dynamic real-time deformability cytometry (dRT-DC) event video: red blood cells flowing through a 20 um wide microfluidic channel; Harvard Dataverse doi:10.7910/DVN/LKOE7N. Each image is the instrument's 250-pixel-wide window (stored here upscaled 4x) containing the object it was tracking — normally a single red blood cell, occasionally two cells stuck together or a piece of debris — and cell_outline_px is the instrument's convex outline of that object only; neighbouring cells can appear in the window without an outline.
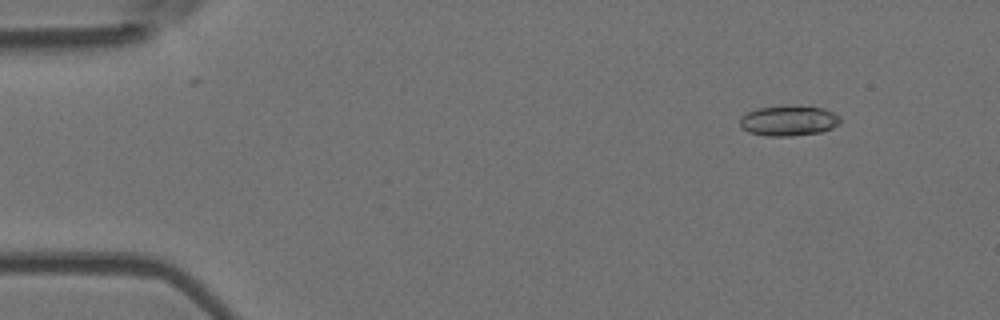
{"species": "Egyptian fruit bat (a non-hibernating species)", "species_latin": "Rousettus aegyptiacus", "temperature_condition": "room temperature", "stored_images_in_passage": 4, "camera_frame_rate_fps": 3000, "um_per_image_px": 0.085, "animal": {"sex": "female"}, "frame": {"image": 1, "passage_image": 1, "time_ms": 0.0, "image_size_px": [1000, 320], "cell_outline_px": [[840, 124], [832, 128], [820, 132], [792, 136], [764, 136], [748, 132], [740, 128], [740, 116], [756, 108], [824, 108], [840, 116]], "centroid_in_image_um": [67.0, 10.31], "position_along_channel_um": 18.0, "area_um2": 17.22}}
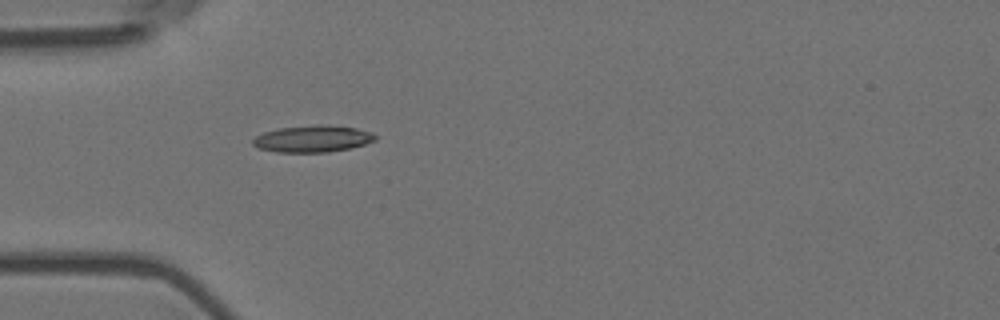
{"frame": {"image": 2, "passage_image": 4, "time_ms": 1.0, "image_size_px": [1000, 320], "cell_outline_px": [[376, 140], [364, 144], [348, 148], [328, 152], [276, 152], [260, 148], [252, 144], [252, 140], [256, 136], [264, 132], [280, 128], [316, 124], [328, 124], [356, 128], [372, 132], [376, 136]], "centroid_in_image_um": [26.58, 11.78], "position_along_channel_um": 58.4, "area_um2": 19.07}}